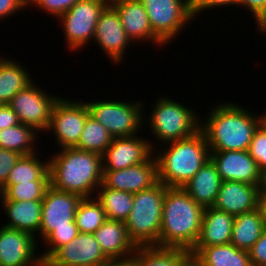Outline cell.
<instances>
[{
	"label": "cell",
	"mask_w": 266,
	"mask_h": 266,
	"mask_svg": "<svg viewBox=\"0 0 266 266\" xmlns=\"http://www.w3.org/2000/svg\"><path fill=\"white\" fill-rule=\"evenodd\" d=\"M50 185L58 190L94 197L103 181V156L77 148H63L48 160Z\"/></svg>",
	"instance_id": "cell-1"
},
{
	"label": "cell",
	"mask_w": 266,
	"mask_h": 266,
	"mask_svg": "<svg viewBox=\"0 0 266 266\" xmlns=\"http://www.w3.org/2000/svg\"><path fill=\"white\" fill-rule=\"evenodd\" d=\"M204 209L182 187H166L156 246L180 247L190 251L199 237Z\"/></svg>",
	"instance_id": "cell-2"
},
{
	"label": "cell",
	"mask_w": 266,
	"mask_h": 266,
	"mask_svg": "<svg viewBox=\"0 0 266 266\" xmlns=\"http://www.w3.org/2000/svg\"><path fill=\"white\" fill-rule=\"evenodd\" d=\"M246 110L232 102L215 105L200 125L210 151L248 150L259 116Z\"/></svg>",
	"instance_id": "cell-3"
},
{
	"label": "cell",
	"mask_w": 266,
	"mask_h": 266,
	"mask_svg": "<svg viewBox=\"0 0 266 266\" xmlns=\"http://www.w3.org/2000/svg\"><path fill=\"white\" fill-rule=\"evenodd\" d=\"M165 147L156 152L155 158L158 181L167 187H183L210 159V148L201 129L188 138L166 143Z\"/></svg>",
	"instance_id": "cell-4"
},
{
	"label": "cell",
	"mask_w": 266,
	"mask_h": 266,
	"mask_svg": "<svg viewBox=\"0 0 266 266\" xmlns=\"http://www.w3.org/2000/svg\"><path fill=\"white\" fill-rule=\"evenodd\" d=\"M166 187L158 181L149 189L134 194L132 211L125 225L129 240L135 247L159 243Z\"/></svg>",
	"instance_id": "cell-5"
},
{
	"label": "cell",
	"mask_w": 266,
	"mask_h": 266,
	"mask_svg": "<svg viewBox=\"0 0 266 266\" xmlns=\"http://www.w3.org/2000/svg\"><path fill=\"white\" fill-rule=\"evenodd\" d=\"M156 104L152 105L153 110L149 114L147 123L152 134L161 145L172 141L188 138L200 130L202 119L199 114L184 104H179L167 96H161ZM198 114V115H197Z\"/></svg>",
	"instance_id": "cell-6"
},
{
	"label": "cell",
	"mask_w": 266,
	"mask_h": 266,
	"mask_svg": "<svg viewBox=\"0 0 266 266\" xmlns=\"http://www.w3.org/2000/svg\"><path fill=\"white\" fill-rule=\"evenodd\" d=\"M142 102L135 101H98L87 102V107L96 121L101 123L107 131L113 136L128 137L133 136L141 130L143 119V105Z\"/></svg>",
	"instance_id": "cell-7"
},
{
	"label": "cell",
	"mask_w": 266,
	"mask_h": 266,
	"mask_svg": "<svg viewBox=\"0 0 266 266\" xmlns=\"http://www.w3.org/2000/svg\"><path fill=\"white\" fill-rule=\"evenodd\" d=\"M109 3V0H80L58 18L72 52L93 40L99 16Z\"/></svg>",
	"instance_id": "cell-8"
},
{
	"label": "cell",
	"mask_w": 266,
	"mask_h": 266,
	"mask_svg": "<svg viewBox=\"0 0 266 266\" xmlns=\"http://www.w3.org/2000/svg\"><path fill=\"white\" fill-rule=\"evenodd\" d=\"M153 33L166 45L194 18L192 8L182 0H140Z\"/></svg>",
	"instance_id": "cell-9"
},
{
	"label": "cell",
	"mask_w": 266,
	"mask_h": 266,
	"mask_svg": "<svg viewBox=\"0 0 266 266\" xmlns=\"http://www.w3.org/2000/svg\"><path fill=\"white\" fill-rule=\"evenodd\" d=\"M90 115L86 102L59 98L55 103L47 133L55 135V145L74 148L78 145L87 117ZM53 130V131H52Z\"/></svg>",
	"instance_id": "cell-10"
},
{
	"label": "cell",
	"mask_w": 266,
	"mask_h": 266,
	"mask_svg": "<svg viewBox=\"0 0 266 266\" xmlns=\"http://www.w3.org/2000/svg\"><path fill=\"white\" fill-rule=\"evenodd\" d=\"M59 98L46 94L32 82L18 91L8 105L17 114L20 123L31 126L38 132H47L53 107Z\"/></svg>",
	"instance_id": "cell-11"
},
{
	"label": "cell",
	"mask_w": 266,
	"mask_h": 266,
	"mask_svg": "<svg viewBox=\"0 0 266 266\" xmlns=\"http://www.w3.org/2000/svg\"><path fill=\"white\" fill-rule=\"evenodd\" d=\"M81 199L79 195L61 191L49 185L42 199L39 233L43 241L56 228L71 227Z\"/></svg>",
	"instance_id": "cell-12"
},
{
	"label": "cell",
	"mask_w": 266,
	"mask_h": 266,
	"mask_svg": "<svg viewBox=\"0 0 266 266\" xmlns=\"http://www.w3.org/2000/svg\"><path fill=\"white\" fill-rule=\"evenodd\" d=\"M108 260L94 234L79 233L60 247L44 266H101Z\"/></svg>",
	"instance_id": "cell-13"
},
{
	"label": "cell",
	"mask_w": 266,
	"mask_h": 266,
	"mask_svg": "<svg viewBox=\"0 0 266 266\" xmlns=\"http://www.w3.org/2000/svg\"><path fill=\"white\" fill-rule=\"evenodd\" d=\"M36 239L27 232L3 225L0 228V266H44L41 256L35 257Z\"/></svg>",
	"instance_id": "cell-14"
},
{
	"label": "cell",
	"mask_w": 266,
	"mask_h": 266,
	"mask_svg": "<svg viewBox=\"0 0 266 266\" xmlns=\"http://www.w3.org/2000/svg\"><path fill=\"white\" fill-rule=\"evenodd\" d=\"M93 40L105 51L104 54L111 62H122L125 50L132 41L122 26L118 12L110 3L99 16Z\"/></svg>",
	"instance_id": "cell-15"
},
{
	"label": "cell",
	"mask_w": 266,
	"mask_h": 266,
	"mask_svg": "<svg viewBox=\"0 0 266 266\" xmlns=\"http://www.w3.org/2000/svg\"><path fill=\"white\" fill-rule=\"evenodd\" d=\"M153 143L136 135L113 138L102 155L103 170H120L147 161L156 150Z\"/></svg>",
	"instance_id": "cell-16"
},
{
	"label": "cell",
	"mask_w": 266,
	"mask_h": 266,
	"mask_svg": "<svg viewBox=\"0 0 266 266\" xmlns=\"http://www.w3.org/2000/svg\"><path fill=\"white\" fill-rule=\"evenodd\" d=\"M155 152L140 164L120 170H103L102 183L107 188L133 194L149 189L158 182Z\"/></svg>",
	"instance_id": "cell-17"
},
{
	"label": "cell",
	"mask_w": 266,
	"mask_h": 266,
	"mask_svg": "<svg viewBox=\"0 0 266 266\" xmlns=\"http://www.w3.org/2000/svg\"><path fill=\"white\" fill-rule=\"evenodd\" d=\"M210 160L222 181H238L259 186L260 170L248 150L210 151Z\"/></svg>",
	"instance_id": "cell-18"
},
{
	"label": "cell",
	"mask_w": 266,
	"mask_h": 266,
	"mask_svg": "<svg viewBox=\"0 0 266 266\" xmlns=\"http://www.w3.org/2000/svg\"><path fill=\"white\" fill-rule=\"evenodd\" d=\"M260 200L261 191L258 185L238 181H222L212 207L236 216L260 207Z\"/></svg>",
	"instance_id": "cell-19"
},
{
	"label": "cell",
	"mask_w": 266,
	"mask_h": 266,
	"mask_svg": "<svg viewBox=\"0 0 266 266\" xmlns=\"http://www.w3.org/2000/svg\"><path fill=\"white\" fill-rule=\"evenodd\" d=\"M110 4L118 12L122 26L132 43L140 40V42L147 41L148 43L149 41L162 47L165 45L153 33L148 14L140 0H113Z\"/></svg>",
	"instance_id": "cell-20"
},
{
	"label": "cell",
	"mask_w": 266,
	"mask_h": 266,
	"mask_svg": "<svg viewBox=\"0 0 266 266\" xmlns=\"http://www.w3.org/2000/svg\"><path fill=\"white\" fill-rule=\"evenodd\" d=\"M234 218V215L214 207H206L199 237L189 254L195 256L204 247L230 243Z\"/></svg>",
	"instance_id": "cell-21"
},
{
	"label": "cell",
	"mask_w": 266,
	"mask_h": 266,
	"mask_svg": "<svg viewBox=\"0 0 266 266\" xmlns=\"http://www.w3.org/2000/svg\"><path fill=\"white\" fill-rule=\"evenodd\" d=\"M93 234L109 260L134 255L136 247L129 240L125 222L106 219Z\"/></svg>",
	"instance_id": "cell-22"
},
{
	"label": "cell",
	"mask_w": 266,
	"mask_h": 266,
	"mask_svg": "<svg viewBox=\"0 0 266 266\" xmlns=\"http://www.w3.org/2000/svg\"><path fill=\"white\" fill-rule=\"evenodd\" d=\"M221 184L219 173L209 159L182 188L196 203L206 208L214 205Z\"/></svg>",
	"instance_id": "cell-23"
},
{
	"label": "cell",
	"mask_w": 266,
	"mask_h": 266,
	"mask_svg": "<svg viewBox=\"0 0 266 266\" xmlns=\"http://www.w3.org/2000/svg\"><path fill=\"white\" fill-rule=\"evenodd\" d=\"M8 216L4 226L27 232L34 237L39 234L41 224L42 200L12 201L0 200ZM10 221V222H9Z\"/></svg>",
	"instance_id": "cell-24"
},
{
	"label": "cell",
	"mask_w": 266,
	"mask_h": 266,
	"mask_svg": "<svg viewBox=\"0 0 266 266\" xmlns=\"http://www.w3.org/2000/svg\"><path fill=\"white\" fill-rule=\"evenodd\" d=\"M266 226L262 207L236 215L230 243L238 249L248 251L260 238Z\"/></svg>",
	"instance_id": "cell-25"
},
{
	"label": "cell",
	"mask_w": 266,
	"mask_h": 266,
	"mask_svg": "<svg viewBox=\"0 0 266 266\" xmlns=\"http://www.w3.org/2000/svg\"><path fill=\"white\" fill-rule=\"evenodd\" d=\"M19 61L8 57L0 60V103L8 104L13 96L33 82Z\"/></svg>",
	"instance_id": "cell-26"
},
{
	"label": "cell",
	"mask_w": 266,
	"mask_h": 266,
	"mask_svg": "<svg viewBox=\"0 0 266 266\" xmlns=\"http://www.w3.org/2000/svg\"><path fill=\"white\" fill-rule=\"evenodd\" d=\"M194 257L200 266H252L248 251L231 243L204 247Z\"/></svg>",
	"instance_id": "cell-27"
},
{
	"label": "cell",
	"mask_w": 266,
	"mask_h": 266,
	"mask_svg": "<svg viewBox=\"0 0 266 266\" xmlns=\"http://www.w3.org/2000/svg\"><path fill=\"white\" fill-rule=\"evenodd\" d=\"M189 251L180 247H136L132 256L133 266H178Z\"/></svg>",
	"instance_id": "cell-28"
},
{
	"label": "cell",
	"mask_w": 266,
	"mask_h": 266,
	"mask_svg": "<svg viewBox=\"0 0 266 266\" xmlns=\"http://www.w3.org/2000/svg\"><path fill=\"white\" fill-rule=\"evenodd\" d=\"M97 190L99 193L95 198L103 207L107 219L125 222L132 211L134 194L107 188L103 183Z\"/></svg>",
	"instance_id": "cell-29"
},
{
	"label": "cell",
	"mask_w": 266,
	"mask_h": 266,
	"mask_svg": "<svg viewBox=\"0 0 266 266\" xmlns=\"http://www.w3.org/2000/svg\"><path fill=\"white\" fill-rule=\"evenodd\" d=\"M38 131L22 123L0 130V148L15 151L22 156L36 153Z\"/></svg>",
	"instance_id": "cell-30"
},
{
	"label": "cell",
	"mask_w": 266,
	"mask_h": 266,
	"mask_svg": "<svg viewBox=\"0 0 266 266\" xmlns=\"http://www.w3.org/2000/svg\"><path fill=\"white\" fill-rule=\"evenodd\" d=\"M38 153L21 156L10 171L5 184H19L29 181H50L48 171V160L41 161L36 156Z\"/></svg>",
	"instance_id": "cell-31"
},
{
	"label": "cell",
	"mask_w": 266,
	"mask_h": 266,
	"mask_svg": "<svg viewBox=\"0 0 266 266\" xmlns=\"http://www.w3.org/2000/svg\"><path fill=\"white\" fill-rule=\"evenodd\" d=\"M112 141L113 136L107 129L89 115L85 121L79 143L75 148L103 155Z\"/></svg>",
	"instance_id": "cell-32"
},
{
	"label": "cell",
	"mask_w": 266,
	"mask_h": 266,
	"mask_svg": "<svg viewBox=\"0 0 266 266\" xmlns=\"http://www.w3.org/2000/svg\"><path fill=\"white\" fill-rule=\"evenodd\" d=\"M107 217L100 202L94 197L82 198L77 206L75 222L79 233L93 234Z\"/></svg>",
	"instance_id": "cell-33"
},
{
	"label": "cell",
	"mask_w": 266,
	"mask_h": 266,
	"mask_svg": "<svg viewBox=\"0 0 266 266\" xmlns=\"http://www.w3.org/2000/svg\"><path fill=\"white\" fill-rule=\"evenodd\" d=\"M50 181H29L19 184H4L0 188V200H42Z\"/></svg>",
	"instance_id": "cell-34"
},
{
	"label": "cell",
	"mask_w": 266,
	"mask_h": 266,
	"mask_svg": "<svg viewBox=\"0 0 266 266\" xmlns=\"http://www.w3.org/2000/svg\"><path fill=\"white\" fill-rule=\"evenodd\" d=\"M79 234L75 220L71 227L56 228L44 241L49 246L47 251L39 254L42 262L45 263L60 247L68 244Z\"/></svg>",
	"instance_id": "cell-35"
},
{
	"label": "cell",
	"mask_w": 266,
	"mask_h": 266,
	"mask_svg": "<svg viewBox=\"0 0 266 266\" xmlns=\"http://www.w3.org/2000/svg\"><path fill=\"white\" fill-rule=\"evenodd\" d=\"M248 153L257 162L260 171L266 167V132L260 126L253 134Z\"/></svg>",
	"instance_id": "cell-36"
},
{
	"label": "cell",
	"mask_w": 266,
	"mask_h": 266,
	"mask_svg": "<svg viewBox=\"0 0 266 266\" xmlns=\"http://www.w3.org/2000/svg\"><path fill=\"white\" fill-rule=\"evenodd\" d=\"M80 0H27V6L42 9V11L52 14L51 16L57 17V19L68 11L74 4Z\"/></svg>",
	"instance_id": "cell-37"
},
{
	"label": "cell",
	"mask_w": 266,
	"mask_h": 266,
	"mask_svg": "<svg viewBox=\"0 0 266 266\" xmlns=\"http://www.w3.org/2000/svg\"><path fill=\"white\" fill-rule=\"evenodd\" d=\"M22 155L0 148V188L7 182L10 171Z\"/></svg>",
	"instance_id": "cell-38"
},
{
	"label": "cell",
	"mask_w": 266,
	"mask_h": 266,
	"mask_svg": "<svg viewBox=\"0 0 266 266\" xmlns=\"http://www.w3.org/2000/svg\"><path fill=\"white\" fill-rule=\"evenodd\" d=\"M252 266H266V226L259 240L248 250Z\"/></svg>",
	"instance_id": "cell-39"
},
{
	"label": "cell",
	"mask_w": 266,
	"mask_h": 266,
	"mask_svg": "<svg viewBox=\"0 0 266 266\" xmlns=\"http://www.w3.org/2000/svg\"><path fill=\"white\" fill-rule=\"evenodd\" d=\"M237 5L251 12L256 19V25L266 17V0H237Z\"/></svg>",
	"instance_id": "cell-40"
},
{
	"label": "cell",
	"mask_w": 266,
	"mask_h": 266,
	"mask_svg": "<svg viewBox=\"0 0 266 266\" xmlns=\"http://www.w3.org/2000/svg\"><path fill=\"white\" fill-rule=\"evenodd\" d=\"M27 0H0V20L27 9Z\"/></svg>",
	"instance_id": "cell-41"
},
{
	"label": "cell",
	"mask_w": 266,
	"mask_h": 266,
	"mask_svg": "<svg viewBox=\"0 0 266 266\" xmlns=\"http://www.w3.org/2000/svg\"><path fill=\"white\" fill-rule=\"evenodd\" d=\"M237 5V0H196L194 7L192 8L193 16H198L200 12L204 10H210V8H219L220 6Z\"/></svg>",
	"instance_id": "cell-42"
},
{
	"label": "cell",
	"mask_w": 266,
	"mask_h": 266,
	"mask_svg": "<svg viewBox=\"0 0 266 266\" xmlns=\"http://www.w3.org/2000/svg\"><path fill=\"white\" fill-rule=\"evenodd\" d=\"M20 124L17 114L8 104L0 105V130Z\"/></svg>",
	"instance_id": "cell-43"
},
{
	"label": "cell",
	"mask_w": 266,
	"mask_h": 266,
	"mask_svg": "<svg viewBox=\"0 0 266 266\" xmlns=\"http://www.w3.org/2000/svg\"><path fill=\"white\" fill-rule=\"evenodd\" d=\"M101 266H133L132 256L125 259H111Z\"/></svg>",
	"instance_id": "cell-44"
},
{
	"label": "cell",
	"mask_w": 266,
	"mask_h": 266,
	"mask_svg": "<svg viewBox=\"0 0 266 266\" xmlns=\"http://www.w3.org/2000/svg\"><path fill=\"white\" fill-rule=\"evenodd\" d=\"M178 266H200V263L194 256L189 254Z\"/></svg>",
	"instance_id": "cell-45"
},
{
	"label": "cell",
	"mask_w": 266,
	"mask_h": 266,
	"mask_svg": "<svg viewBox=\"0 0 266 266\" xmlns=\"http://www.w3.org/2000/svg\"><path fill=\"white\" fill-rule=\"evenodd\" d=\"M260 190H266V167L260 171Z\"/></svg>",
	"instance_id": "cell-46"
},
{
	"label": "cell",
	"mask_w": 266,
	"mask_h": 266,
	"mask_svg": "<svg viewBox=\"0 0 266 266\" xmlns=\"http://www.w3.org/2000/svg\"><path fill=\"white\" fill-rule=\"evenodd\" d=\"M260 191H261L260 206L262 207L266 218V190H260Z\"/></svg>",
	"instance_id": "cell-47"
},
{
	"label": "cell",
	"mask_w": 266,
	"mask_h": 266,
	"mask_svg": "<svg viewBox=\"0 0 266 266\" xmlns=\"http://www.w3.org/2000/svg\"><path fill=\"white\" fill-rule=\"evenodd\" d=\"M259 126L266 132V113L259 115Z\"/></svg>",
	"instance_id": "cell-48"
},
{
	"label": "cell",
	"mask_w": 266,
	"mask_h": 266,
	"mask_svg": "<svg viewBox=\"0 0 266 266\" xmlns=\"http://www.w3.org/2000/svg\"><path fill=\"white\" fill-rule=\"evenodd\" d=\"M257 25L258 31H260L261 33L264 32L266 34V17Z\"/></svg>",
	"instance_id": "cell-49"
},
{
	"label": "cell",
	"mask_w": 266,
	"mask_h": 266,
	"mask_svg": "<svg viewBox=\"0 0 266 266\" xmlns=\"http://www.w3.org/2000/svg\"><path fill=\"white\" fill-rule=\"evenodd\" d=\"M182 1H184V2H185L187 5H189L191 8L194 7L195 2H196V0H182Z\"/></svg>",
	"instance_id": "cell-50"
}]
</instances>
